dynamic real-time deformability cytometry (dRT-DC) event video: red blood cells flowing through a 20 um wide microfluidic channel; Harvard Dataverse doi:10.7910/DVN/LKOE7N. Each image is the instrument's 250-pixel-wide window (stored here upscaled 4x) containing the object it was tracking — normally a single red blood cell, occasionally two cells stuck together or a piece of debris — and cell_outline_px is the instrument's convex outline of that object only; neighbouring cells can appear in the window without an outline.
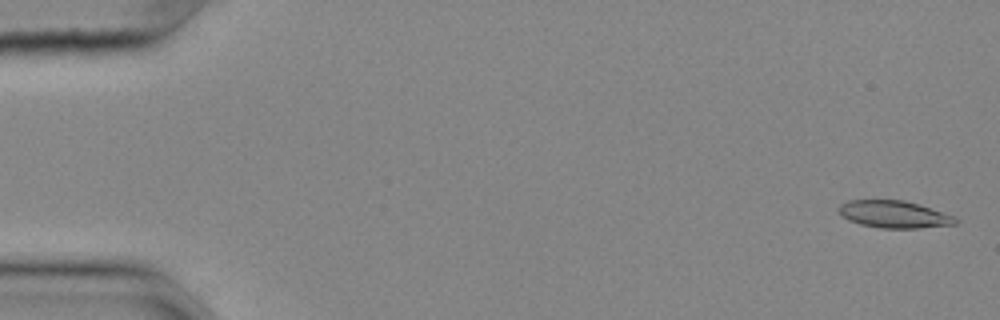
{"species": "common noctule bat (a hibernating species)", "species_latin": "Nyctalus noctula", "temperature_condition": "cold", "stored_images_in_passage": 11, "camera_frame_rate_fps": 3000, "um_per_image_px": 0.085, "animal": {"sex": "female", "body_mass_g": 25.1}, "frame": {"image": 1, "passage_image": 1, "time_ms": 0.0, "image_size_px": [1000, 320], "cell_outline_px": [[960, 220], [956, 224], [920, 228], [880, 228], [860, 224], [848, 220], [840, 212], [840, 204], [848, 200], [904, 200], [956, 216]], "centroid_in_image_um": [76.04, 18.22], "position_along_channel_um": 9.0, "area_um2": 18.44}}